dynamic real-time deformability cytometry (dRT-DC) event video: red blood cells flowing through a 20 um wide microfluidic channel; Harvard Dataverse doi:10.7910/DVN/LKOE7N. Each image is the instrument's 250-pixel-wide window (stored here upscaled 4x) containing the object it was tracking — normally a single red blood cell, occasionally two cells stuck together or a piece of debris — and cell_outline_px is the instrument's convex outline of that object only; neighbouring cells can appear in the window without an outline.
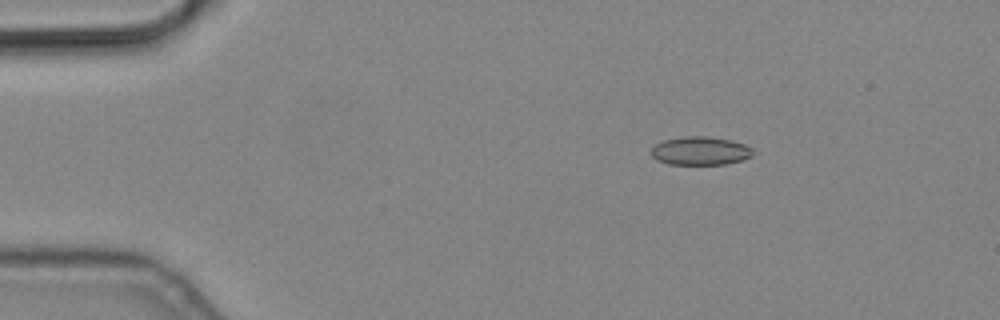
{"species": "common noctule bat (a hibernating species)", "species_latin": "Nyctalus noctula", "temperature_condition": "cold", "stored_images_in_passage": 5, "camera_frame_rate_fps": 3000, "um_per_image_px": 0.085, "animal": {"sex": "male", "body_mass_g": 19.2, "forearm_length_mm": 51.8}, "frame": {"image": 1, "passage_image": 3, "time_ms": 0.667, "image_size_px": [1000, 320], "cell_outline_px": [[756, 152], [752, 156], [744, 160], [724, 164], [668, 164], [656, 160], [652, 156], [652, 148], [656, 144], [664, 140], [684, 136], [704, 136], [732, 140], [744, 144], [752, 148]], "centroid_in_image_um": [59.56, 12.82], "position_along_channel_um": 25.4, "area_um2": 16.94}}